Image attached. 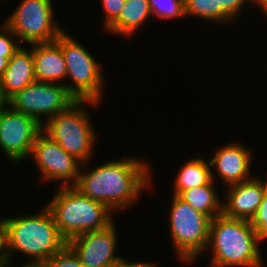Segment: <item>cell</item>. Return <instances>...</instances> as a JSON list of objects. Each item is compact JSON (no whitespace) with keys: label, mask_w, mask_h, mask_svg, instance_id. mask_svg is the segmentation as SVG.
Instances as JSON below:
<instances>
[{"label":"cell","mask_w":267,"mask_h":267,"mask_svg":"<svg viewBox=\"0 0 267 267\" xmlns=\"http://www.w3.org/2000/svg\"><path fill=\"white\" fill-rule=\"evenodd\" d=\"M149 164L138 158L106 162L92 171H80L74 187L92 200L102 202L111 211L130 207L141 191L150 187Z\"/></svg>","instance_id":"1"},{"label":"cell","mask_w":267,"mask_h":267,"mask_svg":"<svg viewBox=\"0 0 267 267\" xmlns=\"http://www.w3.org/2000/svg\"><path fill=\"white\" fill-rule=\"evenodd\" d=\"M258 242L250 221L223 214L214 217L209 226L207 247L213 253L209 267H262Z\"/></svg>","instance_id":"2"},{"label":"cell","mask_w":267,"mask_h":267,"mask_svg":"<svg viewBox=\"0 0 267 267\" xmlns=\"http://www.w3.org/2000/svg\"><path fill=\"white\" fill-rule=\"evenodd\" d=\"M58 189L46 207L67 241L85 232L104 229L113 222V212L102 202L90 199L74 186Z\"/></svg>","instance_id":"3"},{"label":"cell","mask_w":267,"mask_h":267,"mask_svg":"<svg viewBox=\"0 0 267 267\" xmlns=\"http://www.w3.org/2000/svg\"><path fill=\"white\" fill-rule=\"evenodd\" d=\"M42 209L40 213L6 218L10 254L18 251L31 262H46L67 246L50 210L46 206Z\"/></svg>","instance_id":"4"},{"label":"cell","mask_w":267,"mask_h":267,"mask_svg":"<svg viewBox=\"0 0 267 267\" xmlns=\"http://www.w3.org/2000/svg\"><path fill=\"white\" fill-rule=\"evenodd\" d=\"M86 104L94 106L100 103L76 101L66 111L45 121L46 123L43 124L42 128L46 135L79 160L83 167L89 163L97 135L87 111L82 108Z\"/></svg>","instance_id":"5"},{"label":"cell","mask_w":267,"mask_h":267,"mask_svg":"<svg viewBox=\"0 0 267 267\" xmlns=\"http://www.w3.org/2000/svg\"><path fill=\"white\" fill-rule=\"evenodd\" d=\"M61 48L67 67L66 77L71 84H64L77 101L100 102L103 89V73L100 63L89 51L64 30L55 41Z\"/></svg>","instance_id":"6"},{"label":"cell","mask_w":267,"mask_h":267,"mask_svg":"<svg viewBox=\"0 0 267 267\" xmlns=\"http://www.w3.org/2000/svg\"><path fill=\"white\" fill-rule=\"evenodd\" d=\"M171 198L169 218L172 245L182 261L193 262L203 251H207L211 219L178 196L172 195Z\"/></svg>","instance_id":"7"},{"label":"cell","mask_w":267,"mask_h":267,"mask_svg":"<svg viewBox=\"0 0 267 267\" xmlns=\"http://www.w3.org/2000/svg\"><path fill=\"white\" fill-rule=\"evenodd\" d=\"M51 0H22L4 23L28 44L50 43L64 31L53 18Z\"/></svg>","instance_id":"8"},{"label":"cell","mask_w":267,"mask_h":267,"mask_svg":"<svg viewBox=\"0 0 267 267\" xmlns=\"http://www.w3.org/2000/svg\"><path fill=\"white\" fill-rule=\"evenodd\" d=\"M76 101L63 83L35 81L12 96L6 104L43 125L41 116L45 115L49 120L69 109Z\"/></svg>","instance_id":"9"},{"label":"cell","mask_w":267,"mask_h":267,"mask_svg":"<svg viewBox=\"0 0 267 267\" xmlns=\"http://www.w3.org/2000/svg\"><path fill=\"white\" fill-rule=\"evenodd\" d=\"M6 106L0 108V147L10 161L19 163L30 156L43 125L10 106L6 109Z\"/></svg>","instance_id":"10"},{"label":"cell","mask_w":267,"mask_h":267,"mask_svg":"<svg viewBox=\"0 0 267 267\" xmlns=\"http://www.w3.org/2000/svg\"><path fill=\"white\" fill-rule=\"evenodd\" d=\"M30 156L40 168L42 181H64L61 186H74L77 182L82 163L43 131L37 136Z\"/></svg>","instance_id":"11"},{"label":"cell","mask_w":267,"mask_h":267,"mask_svg":"<svg viewBox=\"0 0 267 267\" xmlns=\"http://www.w3.org/2000/svg\"><path fill=\"white\" fill-rule=\"evenodd\" d=\"M116 225L75 236L67 241V246L76 254L85 267H107L119 260L115 255L117 243Z\"/></svg>","instance_id":"12"},{"label":"cell","mask_w":267,"mask_h":267,"mask_svg":"<svg viewBox=\"0 0 267 267\" xmlns=\"http://www.w3.org/2000/svg\"><path fill=\"white\" fill-rule=\"evenodd\" d=\"M222 196V214L229 218L251 221L267 191V181L253 177L228 186Z\"/></svg>","instance_id":"13"},{"label":"cell","mask_w":267,"mask_h":267,"mask_svg":"<svg viewBox=\"0 0 267 267\" xmlns=\"http://www.w3.org/2000/svg\"><path fill=\"white\" fill-rule=\"evenodd\" d=\"M252 154L249 149L239 143H230L218 148L210 160V166L216 167L219 179L224 180L228 186L247 181L253 177ZM251 166V167H250Z\"/></svg>","instance_id":"14"},{"label":"cell","mask_w":267,"mask_h":267,"mask_svg":"<svg viewBox=\"0 0 267 267\" xmlns=\"http://www.w3.org/2000/svg\"><path fill=\"white\" fill-rule=\"evenodd\" d=\"M35 81L32 49L27 51L20 46L9 58L6 70L0 78L1 95L7 102L12 96Z\"/></svg>","instance_id":"15"},{"label":"cell","mask_w":267,"mask_h":267,"mask_svg":"<svg viewBox=\"0 0 267 267\" xmlns=\"http://www.w3.org/2000/svg\"><path fill=\"white\" fill-rule=\"evenodd\" d=\"M32 45L36 81L52 82L66 78V63L60 46L54 41Z\"/></svg>","instance_id":"16"},{"label":"cell","mask_w":267,"mask_h":267,"mask_svg":"<svg viewBox=\"0 0 267 267\" xmlns=\"http://www.w3.org/2000/svg\"><path fill=\"white\" fill-rule=\"evenodd\" d=\"M149 0H125L119 17L106 29L109 33L129 36L134 34L150 17Z\"/></svg>","instance_id":"17"},{"label":"cell","mask_w":267,"mask_h":267,"mask_svg":"<svg viewBox=\"0 0 267 267\" xmlns=\"http://www.w3.org/2000/svg\"><path fill=\"white\" fill-rule=\"evenodd\" d=\"M215 177L210 163L203 158L188 160L177 174L173 195L178 196L184 190L208 185L212 180L215 181Z\"/></svg>","instance_id":"18"},{"label":"cell","mask_w":267,"mask_h":267,"mask_svg":"<svg viewBox=\"0 0 267 267\" xmlns=\"http://www.w3.org/2000/svg\"><path fill=\"white\" fill-rule=\"evenodd\" d=\"M214 180L208 185L182 191L178 197L194 210L207 215L211 220L222 214V201L215 190Z\"/></svg>","instance_id":"19"},{"label":"cell","mask_w":267,"mask_h":267,"mask_svg":"<svg viewBox=\"0 0 267 267\" xmlns=\"http://www.w3.org/2000/svg\"><path fill=\"white\" fill-rule=\"evenodd\" d=\"M152 15L160 19H174L185 16L184 0H149Z\"/></svg>","instance_id":"20"},{"label":"cell","mask_w":267,"mask_h":267,"mask_svg":"<svg viewBox=\"0 0 267 267\" xmlns=\"http://www.w3.org/2000/svg\"><path fill=\"white\" fill-rule=\"evenodd\" d=\"M185 16H197L209 22L217 21V0H184Z\"/></svg>","instance_id":"21"},{"label":"cell","mask_w":267,"mask_h":267,"mask_svg":"<svg viewBox=\"0 0 267 267\" xmlns=\"http://www.w3.org/2000/svg\"><path fill=\"white\" fill-rule=\"evenodd\" d=\"M248 1L256 0H217V22H232Z\"/></svg>","instance_id":"22"},{"label":"cell","mask_w":267,"mask_h":267,"mask_svg":"<svg viewBox=\"0 0 267 267\" xmlns=\"http://www.w3.org/2000/svg\"><path fill=\"white\" fill-rule=\"evenodd\" d=\"M250 223L255 229L258 240L260 242L266 240L267 239V191L255 215L251 219Z\"/></svg>","instance_id":"23"},{"label":"cell","mask_w":267,"mask_h":267,"mask_svg":"<svg viewBox=\"0 0 267 267\" xmlns=\"http://www.w3.org/2000/svg\"><path fill=\"white\" fill-rule=\"evenodd\" d=\"M46 263L48 267H85L68 246L53 255Z\"/></svg>","instance_id":"24"},{"label":"cell","mask_w":267,"mask_h":267,"mask_svg":"<svg viewBox=\"0 0 267 267\" xmlns=\"http://www.w3.org/2000/svg\"><path fill=\"white\" fill-rule=\"evenodd\" d=\"M1 31L4 32L0 33V55H3L9 60L21 45H18L19 40H15L16 42L13 41L12 38L15 39L17 37L5 23L3 24V30Z\"/></svg>","instance_id":"25"},{"label":"cell","mask_w":267,"mask_h":267,"mask_svg":"<svg viewBox=\"0 0 267 267\" xmlns=\"http://www.w3.org/2000/svg\"><path fill=\"white\" fill-rule=\"evenodd\" d=\"M9 231L7 227L6 218L0 221V266L10 267L11 263Z\"/></svg>","instance_id":"26"},{"label":"cell","mask_w":267,"mask_h":267,"mask_svg":"<svg viewBox=\"0 0 267 267\" xmlns=\"http://www.w3.org/2000/svg\"><path fill=\"white\" fill-rule=\"evenodd\" d=\"M104 8L105 21L104 28H108L120 15V11L124 7L125 0H101Z\"/></svg>","instance_id":"27"},{"label":"cell","mask_w":267,"mask_h":267,"mask_svg":"<svg viewBox=\"0 0 267 267\" xmlns=\"http://www.w3.org/2000/svg\"><path fill=\"white\" fill-rule=\"evenodd\" d=\"M107 267H155L154 264H151L150 262H131L124 257H121L119 260L115 261L113 264L107 266Z\"/></svg>","instance_id":"28"},{"label":"cell","mask_w":267,"mask_h":267,"mask_svg":"<svg viewBox=\"0 0 267 267\" xmlns=\"http://www.w3.org/2000/svg\"><path fill=\"white\" fill-rule=\"evenodd\" d=\"M8 59L3 55H0V78L3 76L6 67H7Z\"/></svg>","instance_id":"29"},{"label":"cell","mask_w":267,"mask_h":267,"mask_svg":"<svg viewBox=\"0 0 267 267\" xmlns=\"http://www.w3.org/2000/svg\"><path fill=\"white\" fill-rule=\"evenodd\" d=\"M20 267H48L46 262H31Z\"/></svg>","instance_id":"30"},{"label":"cell","mask_w":267,"mask_h":267,"mask_svg":"<svg viewBox=\"0 0 267 267\" xmlns=\"http://www.w3.org/2000/svg\"><path fill=\"white\" fill-rule=\"evenodd\" d=\"M258 5L257 7H259V8H261L263 11H264V13H266L267 14V0H256L255 1V5Z\"/></svg>","instance_id":"31"},{"label":"cell","mask_w":267,"mask_h":267,"mask_svg":"<svg viewBox=\"0 0 267 267\" xmlns=\"http://www.w3.org/2000/svg\"><path fill=\"white\" fill-rule=\"evenodd\" d=\"M4 105H6V101L3 99L1 92H0V108H2Z\"/></svg>","instance_id":"32"}]
</instances>
